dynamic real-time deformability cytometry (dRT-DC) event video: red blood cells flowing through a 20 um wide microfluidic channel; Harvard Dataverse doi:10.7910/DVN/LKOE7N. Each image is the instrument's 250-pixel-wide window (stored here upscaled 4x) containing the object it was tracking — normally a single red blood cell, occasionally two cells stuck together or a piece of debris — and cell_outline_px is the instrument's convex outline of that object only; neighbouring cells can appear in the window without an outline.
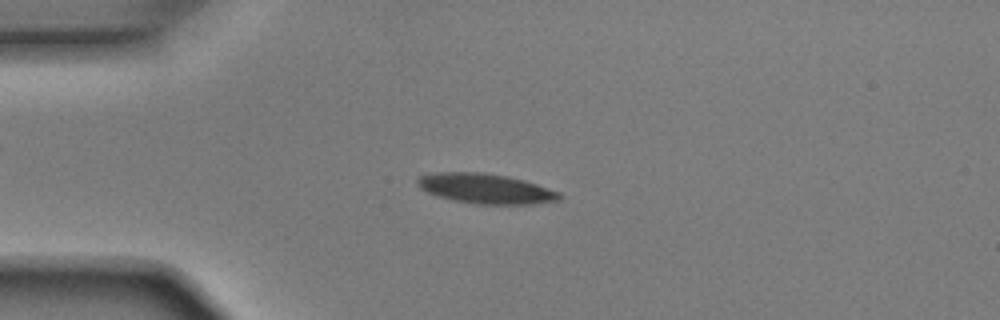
{"species": "Egyptian fruit bat (a non-hibernating species)", "species_latin": "Rousettus aegyptiacus", "temperature_condition": "room temperature", "stored_images_in_passage": 48, "camera_frame_rate_fps": 3000, "um_per_image_px": 0.085, "animal": {"sex": "male"}, "frame": {"image": 1, "passage_image": 9, "time_ms": 2.667, "image_size_px": [1000, 320], "cell_outline_px": [[564, 196], [560, 200], [532, 204], [476, 204], [452, 200], [436, 196], [420, 188], [416, 184], [416, 180], [420, 176], [440, 172], [484, 172], [508, 176], [524, 180], [560, 192]], "centroid_in_image_um": [41.29, 16.03], "position_along_channel_um": 43.7, "area_um2": 24.91}}
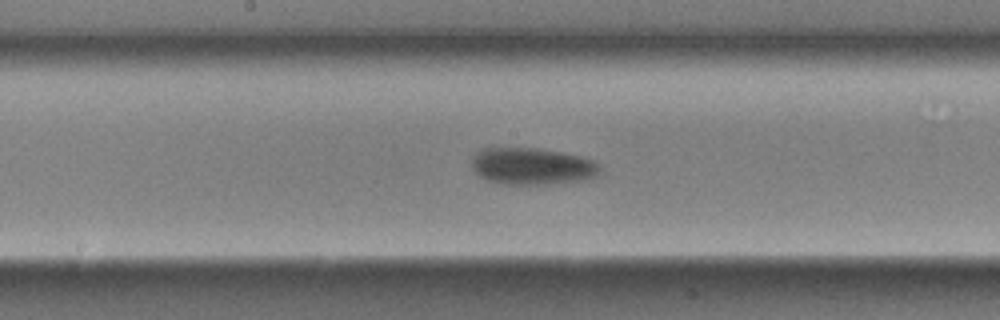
{"frame": {"image": 2, "passage_image": 23, "time_ms": 7.333, "image_size_px": [1000, 320], "cell_outline_px": [[600, 168], [596, 176], [584, 180], [548, 184], [504, 184], [488, 180], [480, 176], [472, 168], [472, 156], [480, 148], [536, 148], [560, 152], [580, 156], [592, 160]], "centroid_in_image_um": [45.19, 14.13], "position_along_channel_um": 203.0, "area_um2": 27.4}}
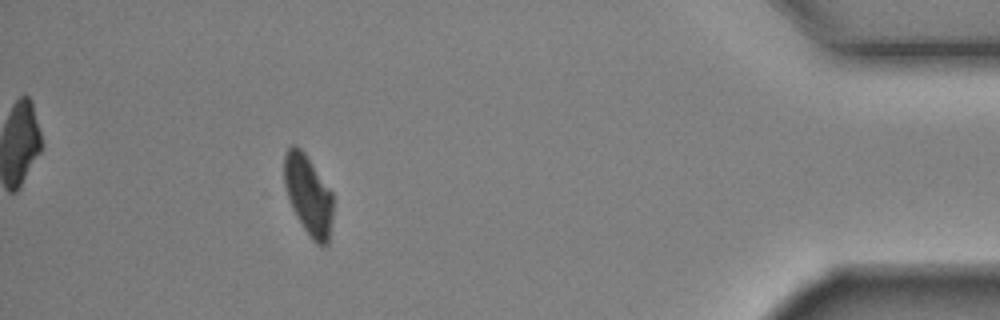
{"frame": {"image": 3, "passage_image": 43, "time_ms": 14.0, "image_size_px": [1000, 320], "cell_outline_px": [[332, 216], [328, 244], [324, 248], [316, 244], [312, 240], [296, 216], [292, 208], [284, 184], [284, 156], [288, 148], [292, 144], [300, 148], [304, 152], [332, 192]], "centroid_in_image_um": [26.2, 16.6], "position_along_channel_um": 409.0, "area_um2": 22.6}, "authors_computed_cell_mechanics": {"area_um2": 25.3453, "velocity_mm_per_s": 3.8919, "shape_relaxation_time_tau1_ms": 2.4586, "shape_relaxation_time_tau2_ms": null, "deformation_change_tau1": 0.13, "deformation_change_tau2": null}}